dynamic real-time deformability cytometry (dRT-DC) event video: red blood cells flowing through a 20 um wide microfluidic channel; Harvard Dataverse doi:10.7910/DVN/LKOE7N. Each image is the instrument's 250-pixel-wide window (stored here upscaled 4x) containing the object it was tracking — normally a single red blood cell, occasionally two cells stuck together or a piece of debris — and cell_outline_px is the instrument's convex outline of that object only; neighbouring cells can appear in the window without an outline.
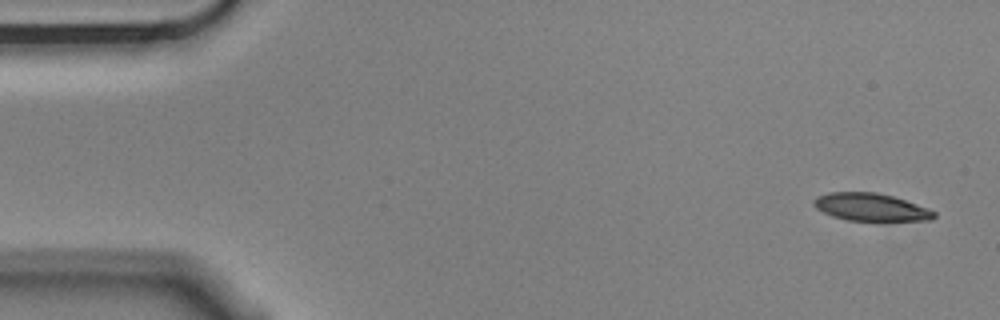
{"species": "Egyptian fruit bat (a non-hibernating species)", "species_latin": "Rousettus aegyptiacus", "temperature_condition": "cold", "stored_images_in_passage": 9, "camera_frame_rate_fps": 3000, "um_per_image_px": 0.085, "animal": {"sex": "male"}, "frame": {"image": 1, "passage_image": 1, "time_ms": 0.0, "image_size_px": [1000, 320], "cell_outline_px": [[936, 216], [932, 220], [848, 220], [832, 216], [816, 208], [812, 204], [812, 200], [828, 192], [876, 192], [892, 196], [928, 208], [936, 212]], "centroid_in_image_um": [74.01, 17.6], "position_along_channel_um": 11.0, "area_um2": 19.13}}
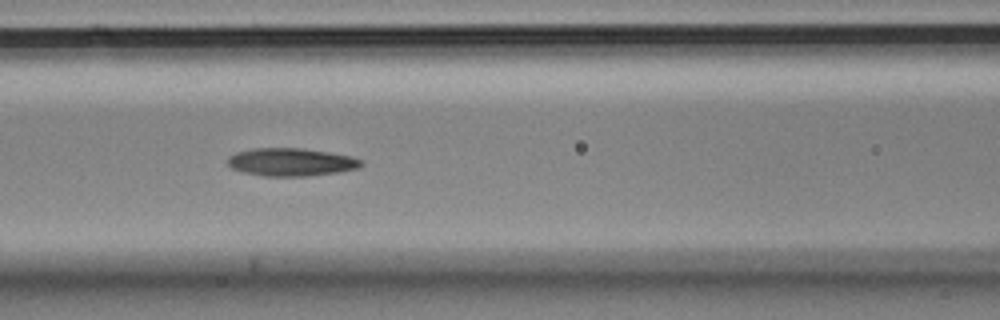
{"frame": {"image": 2, "passage_image": 6, "time_ms": 1.667, "image_size_px": [1000, 320], "cell_outline_px": [[364, 164], [356, 168], [340, 172], [308, 176], [264, 176], [244, 172], [232, 168], [228, 164], [228, 156], [236, 152], [252, 148], [300, 148], [328, 152], [352, 156], [360, 160]], "centroid_in_image_um": [24.73, 13.77], "position_along_channel_um": 141.9, "area_um2": 21.68}}
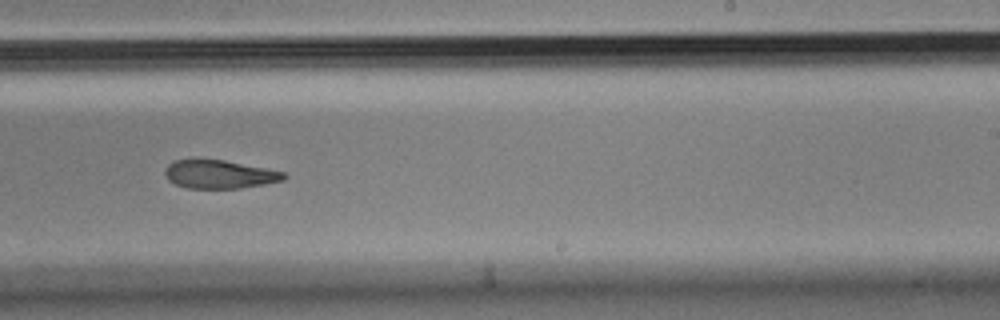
{"frame": {"image": 3, "passage_image": 9, "time_ms": 2.667, "image_size_px": [1000, 320], "cell_outline_px": [[288, 176], [284, 180], [264, 184], [240, 188], [188, 188], [176, 184], [168, 180], [164, 172], [164, 168], [168, 164], [176, 160], [224, 160], [284, 172]], "centroid_in_image_um": [18.65, 14.82], "position_along_channel_um": 270.4, "area_um2": 19.42}}